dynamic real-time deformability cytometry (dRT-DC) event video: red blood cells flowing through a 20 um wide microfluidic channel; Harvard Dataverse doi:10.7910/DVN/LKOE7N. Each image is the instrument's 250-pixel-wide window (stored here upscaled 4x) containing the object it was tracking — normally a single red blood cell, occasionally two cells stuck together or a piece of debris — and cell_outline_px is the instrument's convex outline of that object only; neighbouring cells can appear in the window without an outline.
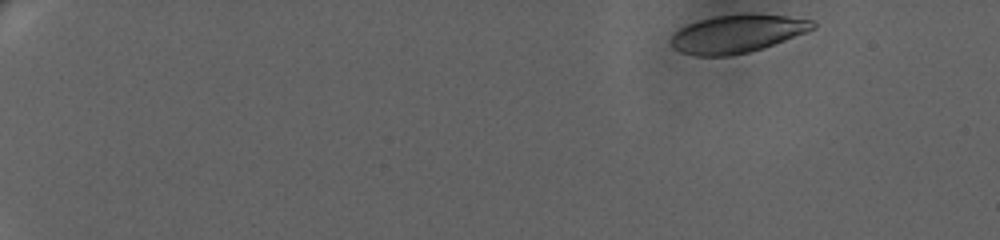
{"species": "human", "species_latin": "Homo sapiens", "temperature_condition": "warm", "stored_images_in_passage": 10, "camera_frame_rate_fps": 3000, "um_per_image_px": 0.085, "donor": {"sex": "female"}, "frame": {"image": 1, "passage_image": 1, "time_ms": 0.0, "image_size_px": [1000, 240], "cell_outline_px": [[816, 28], [764, 48], [748, 52], [728, 56], [696, 56], [680, 52], [672, 48], [668, 44], [672, 32], [688, 24], [700, 20], [716, 16], [788, 16], [812, 20], [816, 24]], "centroid_in_image_um": [62.58, 2.92], "position_along_channel_um": 22.4, "area_um2": 30.87}}
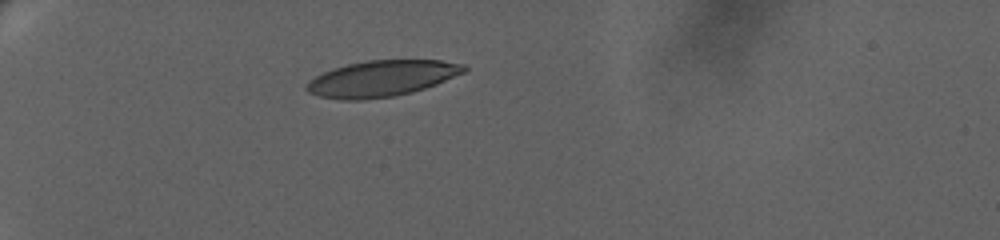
{"frame": {"image": 2, "passage_image": 7, "time_ms": 4.667, "image_size_px": [1000, 240], "cell_outline_px": [[468, 68], [464, 72], [436, 84], [412, 92], [396, 96], [364, 100], [340, 100], [320, 96], [308, 92], [304, 88], [308, 80], [324, 72], [348, 64], [368, 60], [440, 60], [464, 64]], "centroid_in_image_um": [32.43, 6.68], "position_along_channel_um": 52.6, "area_um2": 33.0}}
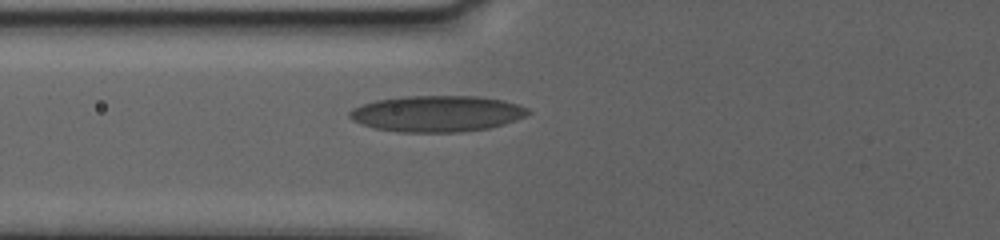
{"frame": {"image": 3, "passage_image": 10, "time_ms": 7.0, "image_size_px": [1000, 240], "cell_outline_px": [[532, 112], [516, 120], [504, 124], [488, 128], [460, 132], [400, 132], [376, 128], [360, 124], [352, 120], [348, 116], [348, 112], [352, 108], [376, 100], [404, 96], [476, 96], [504, 100], [528, 108]], "centroid_in_image_um": [37.13, 9.66], "position_along_channel_um": 88.7, "area_um2": 37.63}}